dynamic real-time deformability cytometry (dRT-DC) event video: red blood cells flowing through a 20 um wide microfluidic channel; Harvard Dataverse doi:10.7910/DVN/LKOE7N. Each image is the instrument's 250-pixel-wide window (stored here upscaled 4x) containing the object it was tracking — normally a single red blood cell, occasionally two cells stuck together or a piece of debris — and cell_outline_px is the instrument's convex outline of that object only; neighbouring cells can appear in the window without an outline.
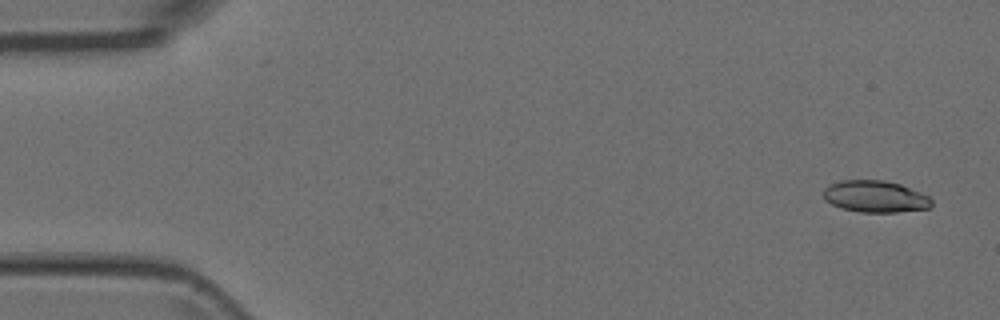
{"species": "Egyptian fruit bat (a non-hibernating species)", "species_latin": "Rousettus aegyptiacus", "temperature_condition": "room temperature", "stored_images_in_passage": 2, "camera_frame_rate_fps": 3000, "um_per_image_px": 0.085, "animal": {"sex": "female"}, "frame": {"image": 1, "passage_image": 2, "time_ms": 0.333, "image_size_px": [1000, 320], "cell_outline_px": [[932, 204], [928, 208], [896, 212], [860, 212], [840, 208], [824, 200], [824, 188], [828, 184], [840, 180], [884, 180], [900, 184], [920, 192], [928, 196], [932, 200]], "centroid_in_image_um": [74.36, 16.7], "position_along_channel_um": 10.6, "area_um2": 20.06}}